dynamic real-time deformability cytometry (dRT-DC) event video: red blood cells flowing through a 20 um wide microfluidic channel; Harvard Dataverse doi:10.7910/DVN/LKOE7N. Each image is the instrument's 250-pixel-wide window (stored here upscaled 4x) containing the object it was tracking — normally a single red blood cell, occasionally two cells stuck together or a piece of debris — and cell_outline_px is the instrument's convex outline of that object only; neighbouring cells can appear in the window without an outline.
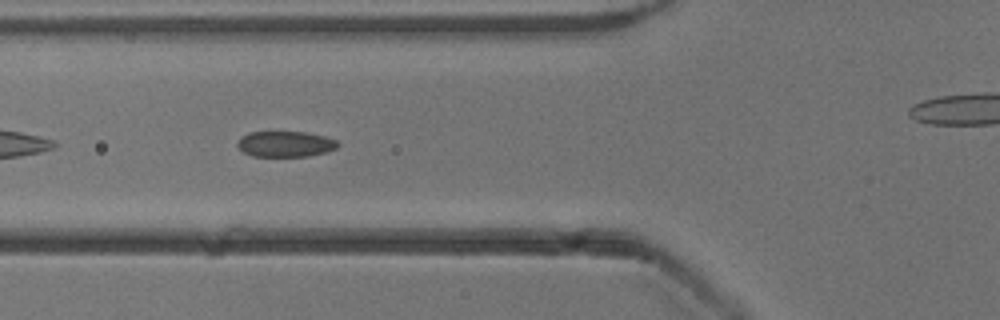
{"species": "common noctule bat (a hibernating species)", "species_latin": "Nyctalus noctula", "temperature_condition": "cold", "stored_images_in_passage": 40, "camera_frame_rate_fps": 3000, "um_per_image_px": 0.085, "animal": {"sex": "male", "body_mass_g": 13.3}, "frame": {"image": 1, "passage_image": 6, "time_ms": 1.667, "image_size_px": [1000, 320], "cell_outline_px": [[340, 144], [336, 148], [328, 152], [308, 156], [252, 156], [244, 152], [236, 144], [240, 136], [248, 132], [308, 132], [324, 136], [336, 140]], "centroid_in_image_um": [24.26, 12.24], "position_along_channel_um": 101.5, "area_um2": 15.14}}
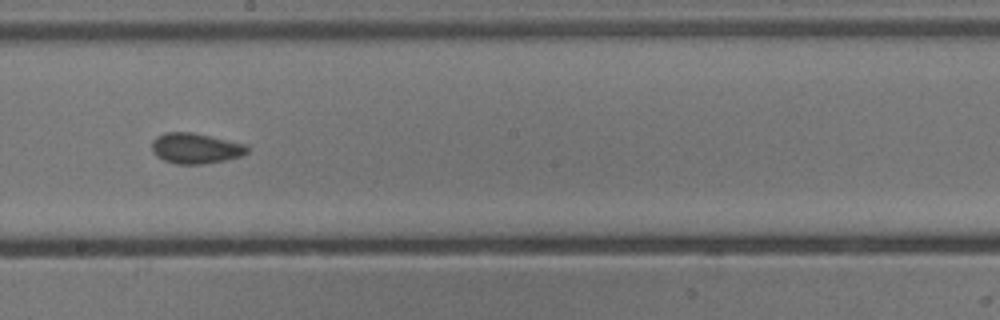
{"frame": {"image": 2, "passage_image": 16, "time_ms": 5.0, "image_size_px": [1000, 320], "cell_outline_px": [[248, 152], [240, 156], [224, 160], [200, 164], [176, 164], [164, 160], [156, 156], [152, 152], [152, 140], [156, 136], [164, 132], [192, 132], [244, 144], [248, 148]], "centroid_in_image_um": [16.56, 12.6], "position_along_channel_um": 231.6, "area_um2": 16.82}}
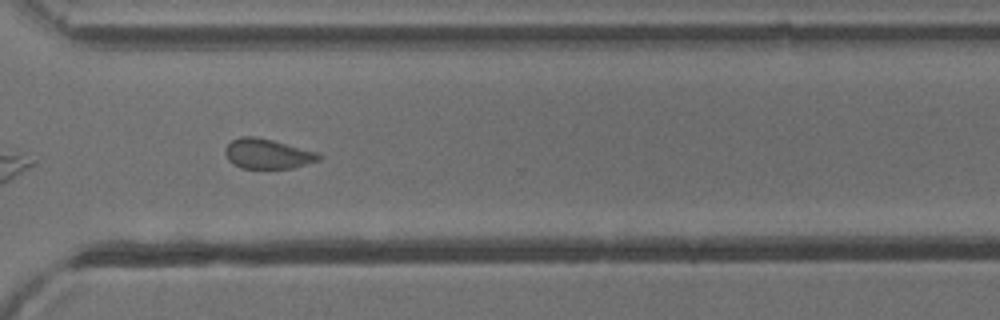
{"frame": {"image": 3, "passage_image": 25, "time_ms": 8.0, "image_size_px": [1000, 320], "cell_outline_px": [[324, 156], [320, 160], [292, 168], [240, 168], [232, 164], [228, 160], [224, 152], [224, 148], [232, 140], [240, 136], [256, 136], [272, 140], [316, 152]], "centroid_in_image_um": [22.71, 13.07], "position_along_channel_um": 347.9, "area_um2": 16.36}, "authors_computed_cell_mechanics": {"area_um2": 16.473, "velocity_mm_per_s": 3.8903, "shape_relaxation_time_tau1_ms": 6.8008, "shape_relaxation_time_tau2_ms": 2.6028, "deformation_change_tau1": 0.1087, "deformation_change_tau2": 0.0706}}